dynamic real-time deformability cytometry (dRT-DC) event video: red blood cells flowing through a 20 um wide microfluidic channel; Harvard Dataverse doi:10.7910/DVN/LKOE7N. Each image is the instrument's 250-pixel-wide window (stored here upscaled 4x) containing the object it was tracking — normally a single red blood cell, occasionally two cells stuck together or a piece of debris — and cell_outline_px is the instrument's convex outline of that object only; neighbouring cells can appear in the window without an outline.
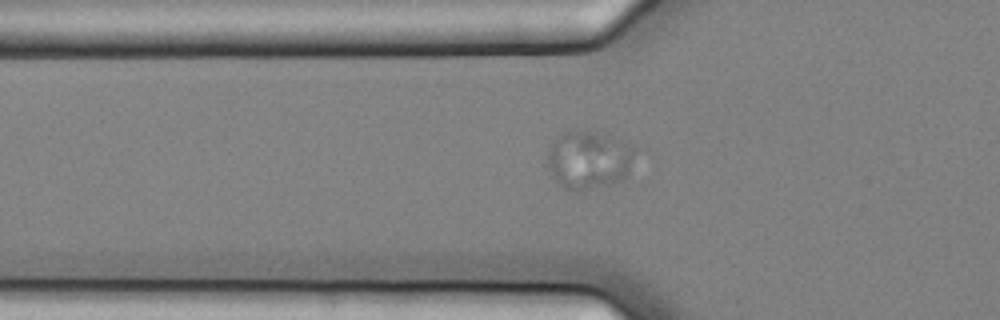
{"species": "common noctule bat (a hibernating species)", "species_latin": "Nyctalus noctula", "temperature_condition": "cold", "stored_images_in_passage": 3, "camera_frame_rate_fps": 3000, "um_per_image_px": 0.085, "animal": {"sex": "female", "body_mass_g": 25.1}, "frame": {"image": 1, "passage_image": 3, "time_ms": 0.667, "image_size_px": [1000, 320], "cell_outline_px": [[632, 156], [628, 172], [620, 180], [612, 184], [584, 188], [564, 188], [552, 176], [544, 164], [544, 160], [548, 148], [564, 132], [580, 128], [620, 140], [632, 148]], "centroid_in_image_um": [49.94, 13.55], "position_along_channel_um": 75.9, "area_um2": 28.96}}